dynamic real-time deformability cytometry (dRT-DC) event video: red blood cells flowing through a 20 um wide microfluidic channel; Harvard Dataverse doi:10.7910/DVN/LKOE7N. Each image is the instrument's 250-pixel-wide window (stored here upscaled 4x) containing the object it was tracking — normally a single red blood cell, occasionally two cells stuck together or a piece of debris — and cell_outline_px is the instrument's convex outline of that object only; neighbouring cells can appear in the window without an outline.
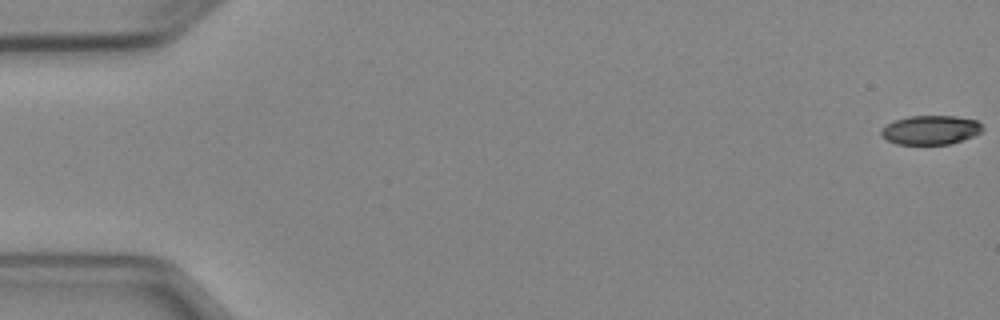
{"species": "Egyptian fruit bat (a non-hibernating species)", "species_latin": "Rousettus aegyptiacus", "temperature_condition": "cold", "stored_images_in_passage": 6, "camera_frame_rate_fps": 3000, "um_per_image_px": 0.085, "animal": {"sex": "female"}, "frame": {"image": 1, "passage_image": 1, "time_ms": 0.0, "image_size_px": [1000, 320], "cell_outline_px": [[984, 128], [980, 132], [972, 136], [952, 144], [896, 144], [880, 136], [880, 128], [896, 120], [908, 116], [956, 116], [976, 120]], "centroid_in_image_um": [79.07, 11.05], "position_along_channel_um": 5.9, "area_um2": 17.17}}